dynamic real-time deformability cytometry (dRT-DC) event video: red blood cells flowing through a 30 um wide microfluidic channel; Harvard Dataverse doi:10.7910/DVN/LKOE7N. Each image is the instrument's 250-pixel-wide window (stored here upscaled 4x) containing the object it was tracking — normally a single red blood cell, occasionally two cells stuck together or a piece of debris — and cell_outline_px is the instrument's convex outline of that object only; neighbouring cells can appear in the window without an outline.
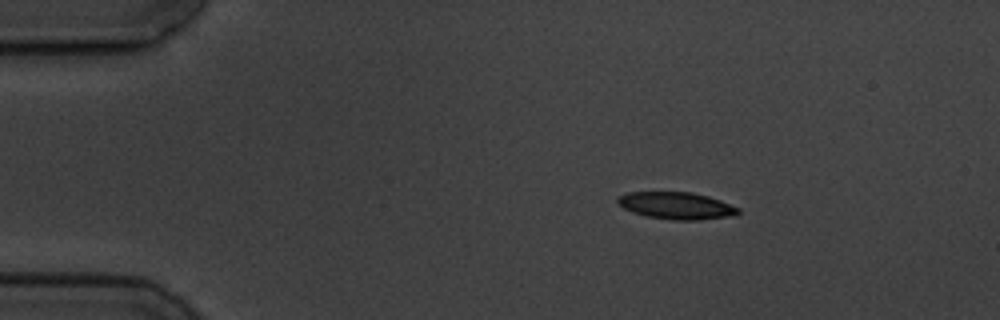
{"species": "common noctule bat (a hibernating species)", "species_latin": "Nyctalus noctula", "temperature_condition": "cold", "stored_images_in_passage": 3, "camera_frame_rate_fps": 3000, "um_per_image_px": 0.085, "animal": {"sex": "male", "body_mass_g": 19.5, "forearm_length_mm": 54.6}, "frame": {"image": 1, "passage_image": 2, "time_ms": 1.0, "image_size_px": [1000, 320], "cell_outline_px": [[740, 212], [736, 216], [700, 220], [672, 220], [648, 216], [632, 212], [616, 204], [616, 200], [620, 196], [628, 192], [692, 192], [708, 196], [720, 200], [740, 208]], "centroid_in_image_um": [57.53, 17.48], "position_along_channel_um": 27.5, "area_um2": 19.19}}